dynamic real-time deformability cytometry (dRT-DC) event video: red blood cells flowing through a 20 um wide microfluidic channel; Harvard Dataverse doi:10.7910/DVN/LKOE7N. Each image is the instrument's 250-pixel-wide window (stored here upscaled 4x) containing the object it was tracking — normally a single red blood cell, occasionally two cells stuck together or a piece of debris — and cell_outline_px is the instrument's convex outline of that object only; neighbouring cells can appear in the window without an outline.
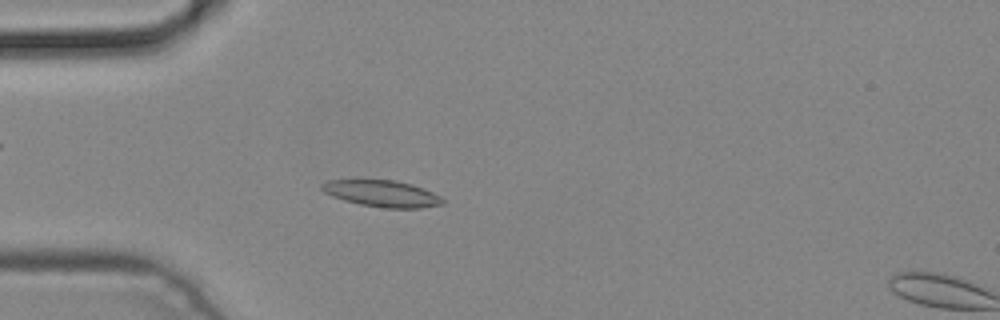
{"species": "common noctule bat (a hibernating species)", "species_latin": "Nyctalus noctula", "temperature_condition": "cold", "stored_images_in_passage": 4, "camera_frame_rate_fps": 3000, "um_per_image_px": 0.085, "animal": {"sex": "male", "body_mass_g": 19.2, "forearm_length_mm": 51.8}, "frame": {"image": 1, "passage_image": 3, "time_ms": 0.667, "image_size_px": [1000, 320], "cell_outline_px": [[444, 204], [420, 208], [384, 208], [360, 204], [344, 200], [332, 196], [324, 192], [320, 188], [320, 184], [328, 180], [396, 180], [412, 184], [424, 188], [440, 196], [444, 200]], "centroid_in_image_um": [32.48, 16.45], "position_along_channel_um": 52.5, "area_um2": 18.73}}